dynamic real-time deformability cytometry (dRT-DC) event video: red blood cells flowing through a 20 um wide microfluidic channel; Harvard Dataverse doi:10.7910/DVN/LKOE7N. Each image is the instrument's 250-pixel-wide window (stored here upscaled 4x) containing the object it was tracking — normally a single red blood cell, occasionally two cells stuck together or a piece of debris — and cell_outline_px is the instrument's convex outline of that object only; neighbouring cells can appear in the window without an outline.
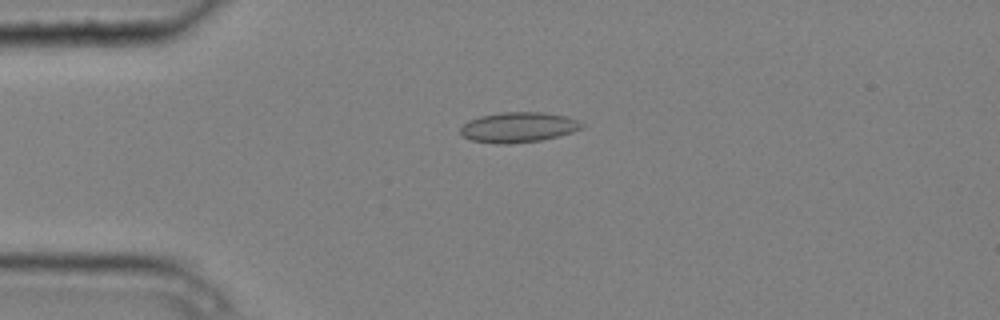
{"species": "common noctule bat (a hibernating species)", "species_latin": "Nyctalus noctula", "temperature_condition": "cold", "stored_images_in_passage": 3, "camera_frame_rate_fps": 3000, "um_per_image_px": 0.085, "animal": {"sex": "male", "body_mass_g": 20.4}, "frame": {"image": 1, "passage_image": 2, "time_ms": 0.333, "image_size_px": [1000, 320], "cell_outline_px": [[584, 124], [580, 128], [572, 132], [560, 136], [540, 140], [508, 144], [496, 144], [472, 140], [464, 136], [460, 132], [460, 128], [468, 120], [480, 116], [504, 112], [544, 112], [568, 116]], "centroid_in_image_um": [44.06, 10.81], "position_along_channel_um": 40.9, "area_um2": 21.33}}